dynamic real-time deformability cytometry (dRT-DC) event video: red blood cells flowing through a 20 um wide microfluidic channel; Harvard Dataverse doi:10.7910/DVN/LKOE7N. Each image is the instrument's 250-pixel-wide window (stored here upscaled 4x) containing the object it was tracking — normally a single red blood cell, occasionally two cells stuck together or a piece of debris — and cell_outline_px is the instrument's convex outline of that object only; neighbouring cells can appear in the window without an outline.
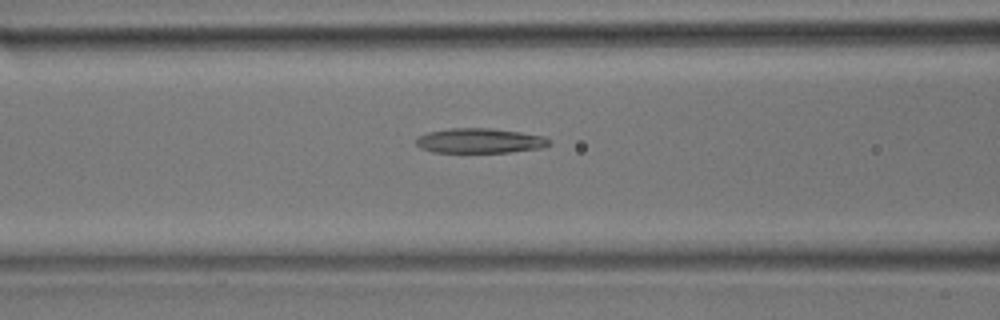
{"species": "common noctule bat (a hibernating species)", "species_latin": "Nyctalus noctula", "temperature_condition": "room temperature", "stored_images_in_passage": 33, "camera_frame_rate_fps": 3000, "um_per_image_px": 0.085, "animal": {"sex": "male", "body_mass_g": 17.9}, "frame": {"image": 1, "passage_image": 10, "time_ms": 3.0, "image_size_px": [1000, 320], "cell_outline_px": [[552, 144], [544, 148], [508, 152], [432, 152], [420, 148], [416, 144], [416, 136], [428, 132], [448, 128], [492, 128], [520, 132], [544, 136], [552, 140]], "centroid_in_image_um": [40.8, 11.96], "position_along_channel_um": 125.8, "area_um2": 19.54}}
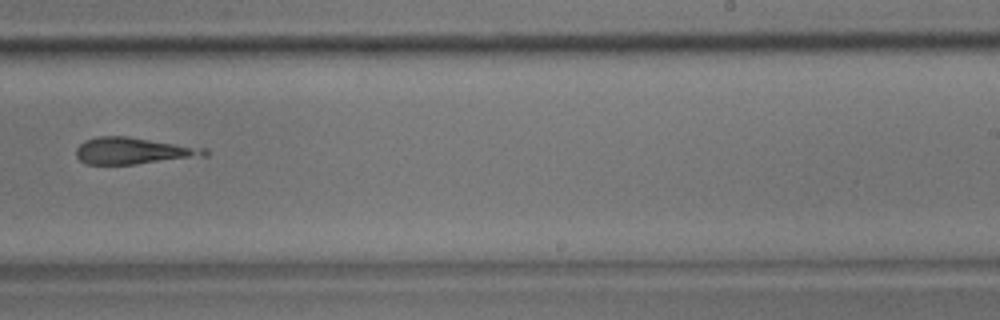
{"frame": {"image": 2, "passage_image": 19, "time_ms": 6.0, "image_size_px": [1000, 320], "cell_outline_px": [[208, 156], [136, 164], [84, 164], [76, 156], [76, 148], [84, 140], [100, 136], [128, 136], [208, 148]], "centroid_in_image_um": [11.36, 12.82], "position_along_channel_um": 277.6, "area_um2": 20.23}}
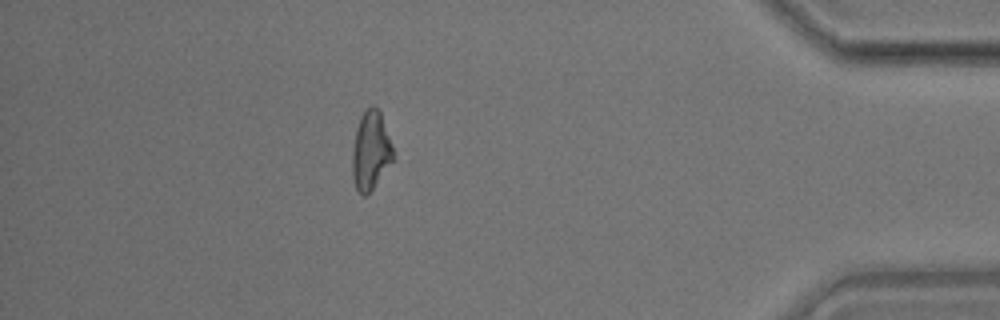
{"frame": {"image": 3, "passage_image": 29, "time_ms": 9.333, "image_size_px": [1000, 320], "cell_outline_px": [[396, 160], [372, 188], [364, 196], [356, 188], [352, 180], [352, 148], [356, 128], [360, 116], [372, 104], [380, 112], [396, 156]], "centroid_in_image_um": [31.53, 12.82], "position_along_channel_um": 403.7, "area_um2": 18.9}}